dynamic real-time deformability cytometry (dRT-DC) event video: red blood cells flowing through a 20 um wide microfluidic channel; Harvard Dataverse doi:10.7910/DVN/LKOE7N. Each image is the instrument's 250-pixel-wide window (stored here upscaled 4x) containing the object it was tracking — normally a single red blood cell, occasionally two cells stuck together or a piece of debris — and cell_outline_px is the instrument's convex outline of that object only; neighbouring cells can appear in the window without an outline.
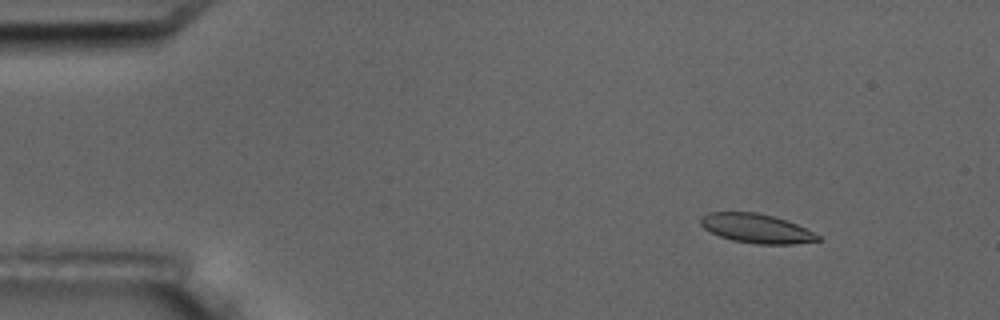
{"species": "common noctule bat (a hibernating species)", "species_latin": "Nyctalus noctula", "temperature_condition": "room temperature", "stored_images_in_passage": 4, "camera_frame_rate_fps": 3000, "um_per_image_px": 0.085, "animal": {"sex": "male", "body_mass_g": 17.5, "forearm_length_mm": 52.3}, "frame": {"image": 1, "passage_image": 1, "time_ms": 0.0, "image_size_px": [1000, 320], "cell_outline_px": [[820, 240], [792, 244], [756, 244], [732, 240], [720, 236], [704, 228], [700, 224], [700, 220], [708, 212], [756, 212], [788, 220], [820, 236]], "centroid_in_image_um": [64.29, 19.41], "position_along_channel_um": 20.7, "area_um2": 19.71}}
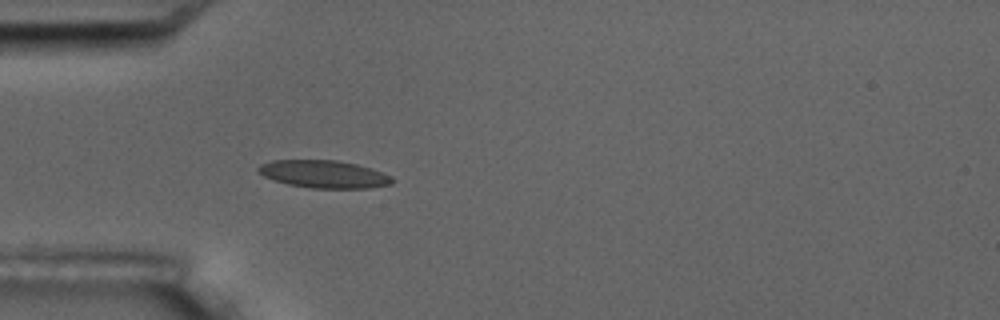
{"frame": {"image": 2, "passage_image": 4, "time_ms": 3.333, "image_size_px": [1000, 320], "cell_outline_px": [[396, 180], [392, 184], [368, 188], [312, 188], [288, 184], [264, 176], [256, 168], [260, 164], [272, 160], [336, 160], [356, 164], [372, 168], [392, 176]], "centroid_in_image_um": [27.58, 14.8], "position_along_channel_um": 57.4, "area_um2": 21.56}}